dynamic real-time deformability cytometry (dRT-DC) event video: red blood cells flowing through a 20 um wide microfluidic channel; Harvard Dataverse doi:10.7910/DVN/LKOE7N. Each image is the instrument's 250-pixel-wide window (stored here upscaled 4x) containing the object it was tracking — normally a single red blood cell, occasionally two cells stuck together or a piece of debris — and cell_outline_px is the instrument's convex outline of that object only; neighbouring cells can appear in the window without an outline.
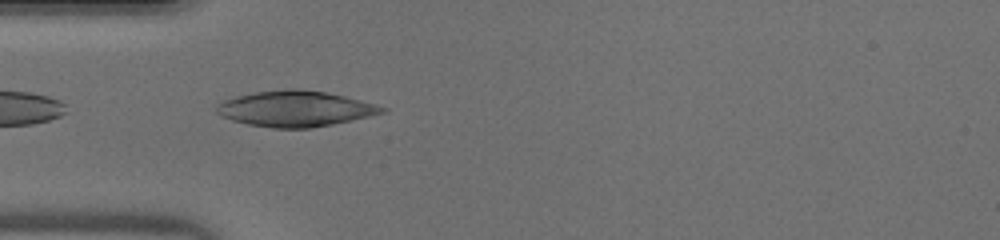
{"species": "human", "species_latin": "Homo sapiens", "temperature_condition": "warm", "stored_images_in_passage": 12, "camera_frame_rate_fps": 3000, "um_per_image_px": 0.085, "donor": {"sex": "male"}, "frame": {"image": 1, "passage_image": 1, "time_ms": 0.0, "image_size_px": [1000, 240], "cell_outline_px": [[388, 112], [332, 124], [312, 128], [272, 128], [248, 124], [232, 120], [220, 116], [216, 112], [216, 104], [224, 100], [236, 96], [256, 92], [288, 88], [300, 88], [328, 92], [376, 104], [388, 108]], "centroid_in_image_um": [25.1, 9.23], "position_along_channel_um": 59.9, "area_um2": 34.62}}
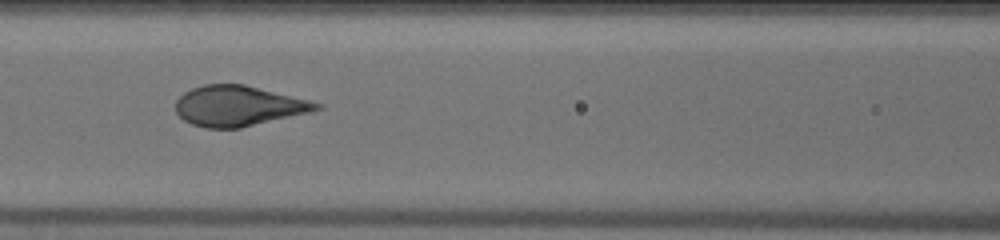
{"frame": {"image": 2, "passage_image": 7, "time_ms": 2.0, "image_size_px": [1000, 240], "cell_outline_px": [[324, 108], [308, 112], [240, 128], [208, 128], [192, 124], [184, 120], [176, 112], [176, 100], [184, 92], [192, 88], [204, 84], [244, 84], [324, 104]], "centroid_in_image_um": [20.24, 9.0], "position_along_channel_um": 146.4, "area_um2": 32.77}}
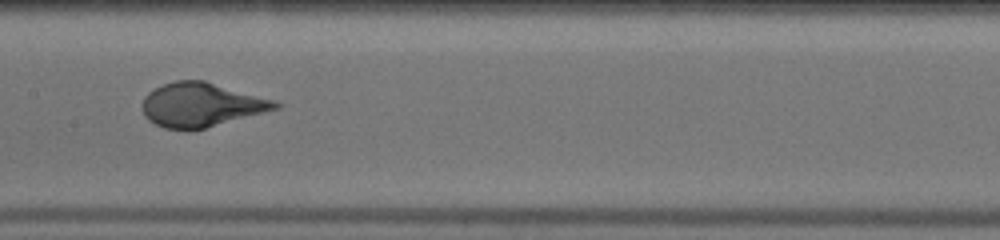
{"frame": {"image": 3, "passage_image": 10, "time_ms": 3.0, "image_size_px": [1000, 240], "cell_outline_px": [[284, 104], [280, 108], [204, 128], [188, 132], [164, 128], [148, 120], [144, 116], [140, 108], [140, 104], [144, 96], [148, 92], [164, 84], [176, 80], [204, 80], [276, 100]], "centroid_in_image_um": [17.08, 8.92], "position_along_channel_um": 190.3, "area_um2": 34.62}}